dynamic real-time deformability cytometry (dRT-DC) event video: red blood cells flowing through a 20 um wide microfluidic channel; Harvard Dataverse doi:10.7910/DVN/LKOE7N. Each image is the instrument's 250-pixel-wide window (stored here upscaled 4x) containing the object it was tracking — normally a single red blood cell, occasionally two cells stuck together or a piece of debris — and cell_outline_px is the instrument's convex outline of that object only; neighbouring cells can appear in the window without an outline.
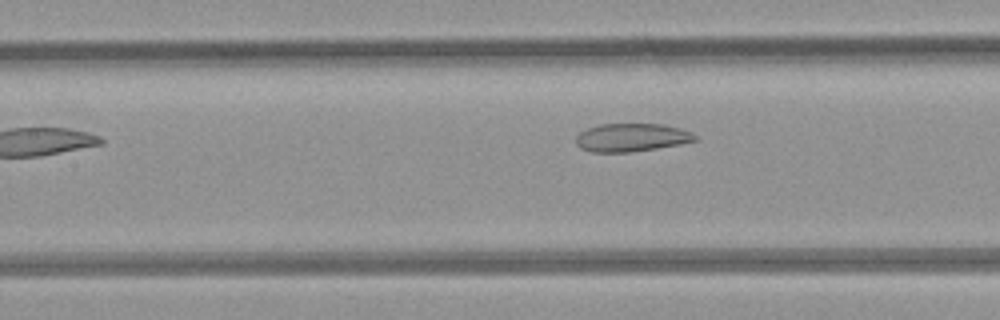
{"species": "common noctule bat (a hibernating species)", "species_latin": "Nyctalus noctula", "temperature_condition": "room temperature", "stored_images_in_passage": 9, "camera_frame_rate_fps": 3000, "um_per_image_px": 0.085, "animal": {"sex": "female", "body_mass_g": 21.9}, "frame": {"image": 1, "passage_image": 8, "time_ms": 9.0, "image_size_px": [1000, 320], "cell_outline_px": [[696, 140], [680, 144], [656, 148], [628, 152], [592, 152], [580, 148], [576, 144], [576, 136], [580, 132], [588, 128], [600, 124], [664, 124], [680, 128], [692, 132], [696, 136]], "centroid_in_image_um": [53.67, 11.68], "position_along_channel_um": 153.7, "area_um2": 19.48}}